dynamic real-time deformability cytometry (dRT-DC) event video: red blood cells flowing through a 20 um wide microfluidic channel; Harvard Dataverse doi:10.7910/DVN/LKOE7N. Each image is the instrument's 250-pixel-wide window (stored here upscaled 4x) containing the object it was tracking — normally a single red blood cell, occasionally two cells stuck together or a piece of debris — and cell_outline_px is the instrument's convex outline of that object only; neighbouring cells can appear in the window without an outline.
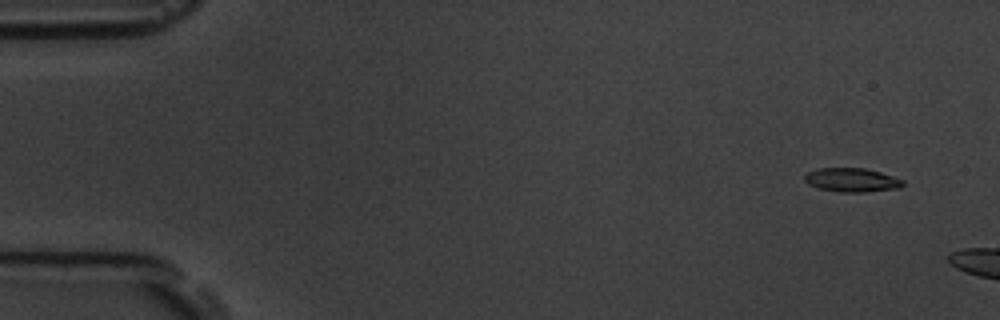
{"species": "common noctule bat (a hibernating species)", "species_latin": "Nyctalus noctula", "temperature_condition": "room temperature", "stored_images_in_passage": 4, "camera_frame_rate_fps": 3000, "um_per_image_px": 0.085, "animal": {"sex": "male", "body_mass_g": 19.5, "forearm_length_mm": 54.6}, "frame": {"image": 1, "passage_image": 2, "time_ms": 0.333, "image_size_px": [1000, 320], "cell_outline_px": [[904, 184], [900, 188], [864, 192], [840, 192], [820, 188], [808, 184], [804, 180], [804, 176], [808, 172], [816, 168], [864, 168], [880, 172], [904, 180]], "centroid_in_image_um": [72.4, 15.29], "position_along_channel_um": 12.6, "area_um2": 13.64}}